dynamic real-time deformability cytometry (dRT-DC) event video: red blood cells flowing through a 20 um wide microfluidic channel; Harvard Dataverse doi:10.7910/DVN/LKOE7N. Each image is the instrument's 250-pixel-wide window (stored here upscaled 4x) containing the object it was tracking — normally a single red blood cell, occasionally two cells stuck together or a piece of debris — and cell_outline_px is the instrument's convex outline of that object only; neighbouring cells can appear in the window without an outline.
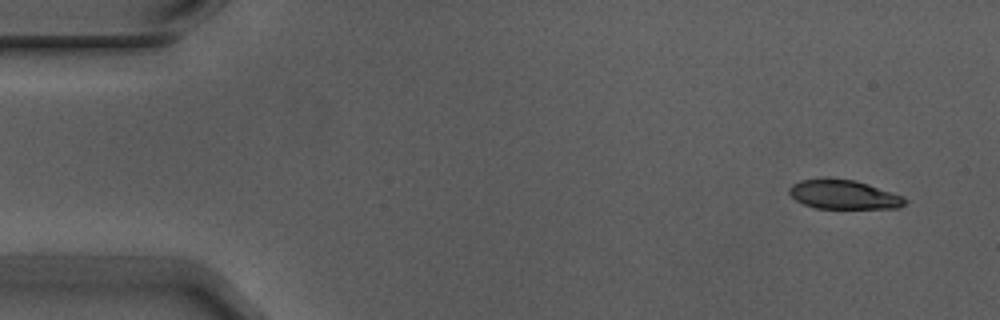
{"species": "Egyptian fruit bat (a non-hibernating species)", "species_latin": "Rousettus aegyptiacus", "temperature_condition": "warm", "stored_images_in_passage": 4, "camera_frame_rate_fps": 3000, "um_per_image_px": 0.085, "animal": {"sex": "male"}, "frame": {"image": 1, "passage_image": 1, "time_ms": 0.0, "image_size_px": [1000, 320], "cell_outline_px": [[908, 200], [900, 208], [816, 208], [804, 204], [796, 200], [788, 192], [788, 188], [792, 184], [800, 180], [856, 180], [904, 196]], "centroid_in_image_um": [71.75, 16.56], "position_along_channel_um": 13.3, "area_um2": 19.25}}
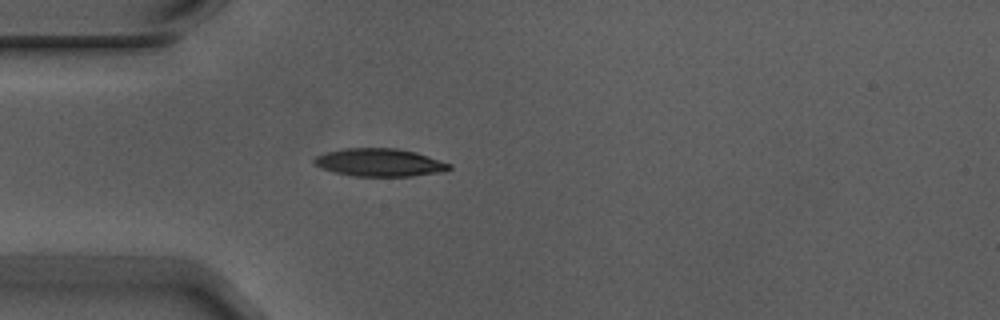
{"frame": {"image": 2, "passage_image": 4, "time_ms": 1.0, "image_size_px": [1000, 320], "cell_outline_px": [[452, 168], [444, 172], [412, 176], [352, 176], [332, 172], [320, 168], [312, 164], [312, 160], [316, 156], [324, 152], [344, 148], [396, 148], [416, 152], [452, 164]], "centroid_in_image_um": [32.23, 13.81], "position_along_channel_um": 52.8, "area_um2": 22.31}}